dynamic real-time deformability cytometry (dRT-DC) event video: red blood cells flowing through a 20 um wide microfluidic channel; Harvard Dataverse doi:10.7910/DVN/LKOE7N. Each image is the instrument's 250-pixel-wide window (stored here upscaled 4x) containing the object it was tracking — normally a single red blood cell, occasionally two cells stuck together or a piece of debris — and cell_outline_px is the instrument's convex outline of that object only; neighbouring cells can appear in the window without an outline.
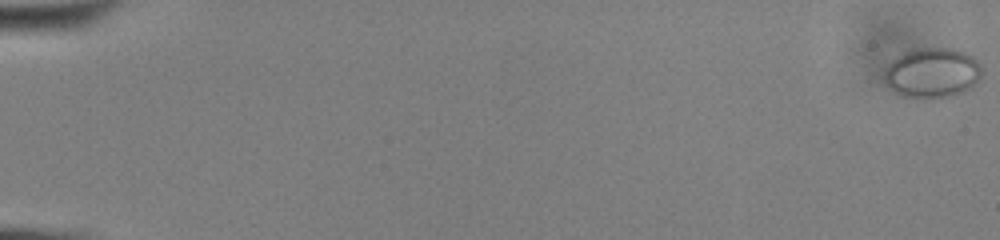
{"species": "common noctule bat (a hibernating species)", "species_latin": "Nyctalus noctula", "temperature_condition": "cold", "stored_images_in_passage": 60, "camera_frame_rate_fps": 3000, "um_per_image_px": 0.085, "animal": {"sex": "male", "body_mass_g": 13.0, "forearm_length_mm": 53.1}, "frame": {"image": 1, "passage_image": 1, "time_ms": 0.0, "image_size_px": [1000, 240], "cell_outline_px": [[984, 72], [972, 88], [964, 92], [952, 96], [928, 100], [924, 100], [900, 96], [888, 88], [884, 80], [884, 72], [888, 64], [896, 56], [904, 52], [916, 48], [952, 48], [964, 52], [972, 56], [980, 64]], "centroid_in_image_um": [79.23, 6.23], "position_along_channel_um": 5.8, "area_um2": 29.3}}
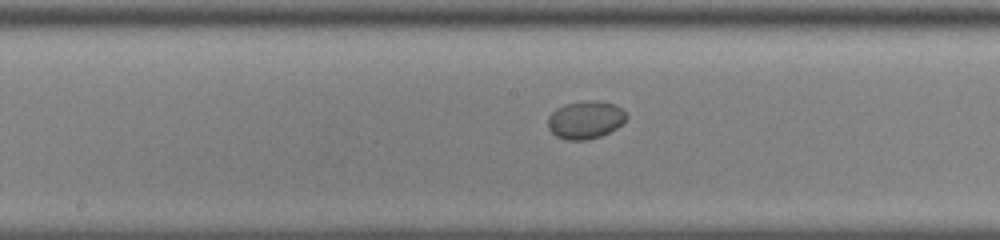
{"frame": {"image": 2, "passage_image": 33, "time_ms": 10.667, "image_size_px": [1000, 240], "cell_outline_px": [[628, 116], [616, 128], [600, 136], [588, 140], [564, 140], [556, 136], [548, 128], [548, 116], [556, 108], [564, 104], [588, 100], [600, 100], [616, 104]], "centroid_in_image_um": [49.74, 10.18], "position_along_channel_um": 198.5, "area_um2": 17.4}}
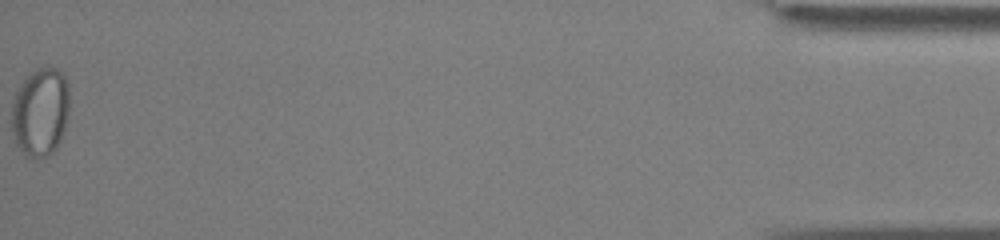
{"frame": {"image": 3, "passage_image": 60, "time_ms": 19.667, "image_size_px": [1000, 240], "cell_outline_px": [[68, 116], [64, 132], [56, 148], [52, 152], [36, 160], [24, 156], [16, 144], [12, 136], [12, 104], [16, 92], [20, 84], [36, 68], [56, 68], [64, 76], [68, 84]], "centroid_in_image_um": [3.42, 9.56], "position_along_channel_um": 431.8, "area_um2": 30.0}}